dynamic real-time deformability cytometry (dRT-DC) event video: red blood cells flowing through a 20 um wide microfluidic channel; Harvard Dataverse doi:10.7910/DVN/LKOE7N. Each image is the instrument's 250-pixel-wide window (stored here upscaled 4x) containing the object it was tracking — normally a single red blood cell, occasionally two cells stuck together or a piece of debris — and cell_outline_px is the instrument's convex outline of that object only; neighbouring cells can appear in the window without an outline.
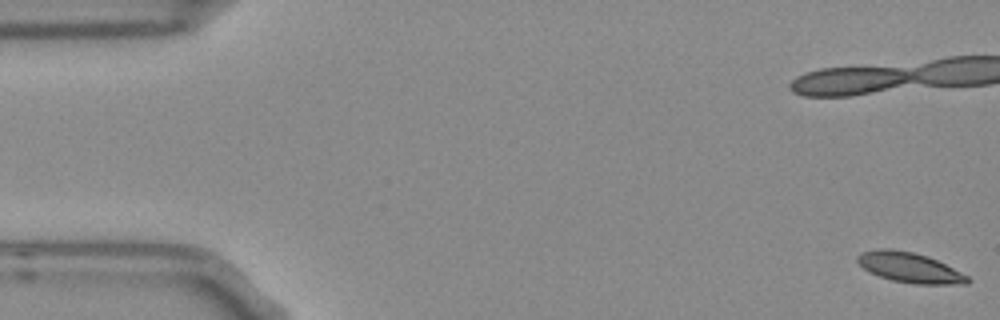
{"species": "Egyptian fruit bat (a non-hibernating species)", "species_latin": "Rousettus aegyptiacus", "temperature_condition": "room temperature", "stored_images_in_passage": 6, "camera_frame_rate_fps": 3000, "um_per_image_px": 0.085, "frame": {"image": 1, "passage_image": 1, "time_ms": 0.0, "image_size_px": [1000, 320], "cell_outline_px": [[972, 280], [968, 284], [916, 284], [892, 280], [880, 276], [864, 268], [856, 260], [856, 256], [860, 252], [880, 248], [888, 248], [912, 252], [928, 256], [968, 276]], "centroid_in_image_um": [77.32, 22.74], "position_along_channel_um": 7.7, "area_um2": 19.13}}